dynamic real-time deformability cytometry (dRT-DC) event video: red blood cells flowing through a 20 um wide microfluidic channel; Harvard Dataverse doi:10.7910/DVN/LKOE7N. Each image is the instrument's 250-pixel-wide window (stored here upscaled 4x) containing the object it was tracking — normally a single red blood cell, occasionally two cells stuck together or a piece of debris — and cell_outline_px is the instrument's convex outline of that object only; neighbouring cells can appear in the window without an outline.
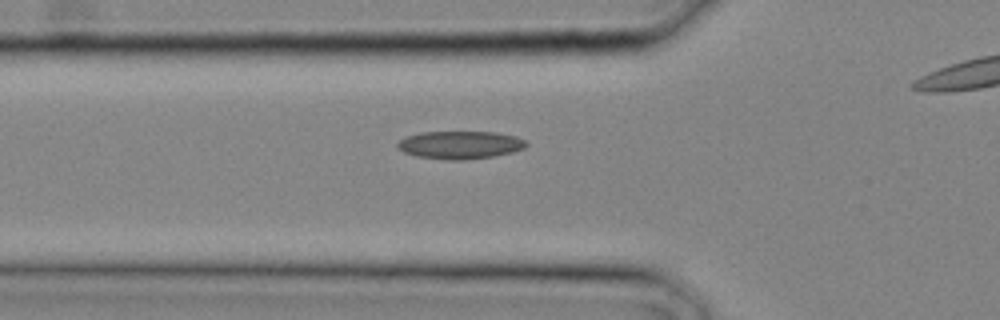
{"species": "common noctule bat (a hibernating species)", "species_latin": "Nyctalus noctula", "temperature_condition": "cold", "stored_images_in_passage": 16, "camera_frame_rate_fps": 3000, "um_per_image_px": 0.085, "animal": {"sex": "male", "body_mass_g": 20.4}, "frame": {"image": 1, "passage_image": 10, "time_ms": 3.0, "image_size_px": [1000, 320], "cell_outline_px": [[528, 144], [524, 148], [512, 152], [492, 156], [464, 160], [448, 160], [416, 156], [404, 152], [396, 148], [396, 144], [404, 136], [420, 132], [496, 132], [516, 136], [524, 140]], "centroid_in_image_um": [39.07, 12.31], "position_along_channel_um": 86.7, "area_um2": 20.98}}
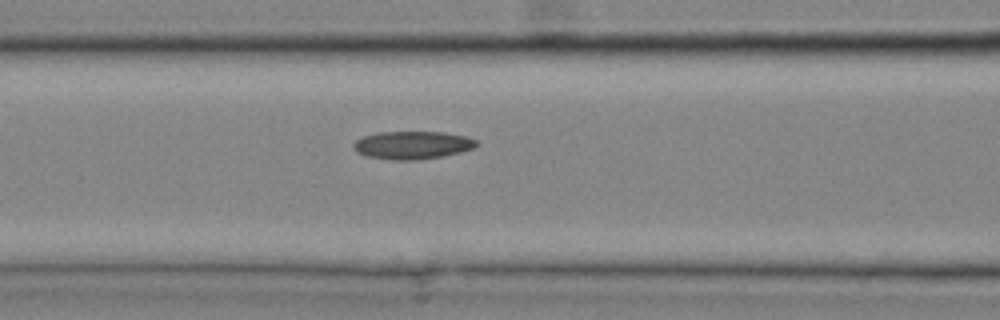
{"frame": {"image": 2, "passage_image": 12, "time_ms": 3.667, "image_size_px": [1000, 320], "cell_outline_px": [[480, 144], [476, 148], [444, 156], [416, 160], [392, 160], [364, 156], [356, 152], [352, 148], [352, 144], [356, 140], [364, 136], [380, 132], [444, 132], [464, 136], [476, 140]], "centroid_in_image_um": [35.05, 12.34], "position_along_channel_um": 131.6, "area_um2": 20.23}}